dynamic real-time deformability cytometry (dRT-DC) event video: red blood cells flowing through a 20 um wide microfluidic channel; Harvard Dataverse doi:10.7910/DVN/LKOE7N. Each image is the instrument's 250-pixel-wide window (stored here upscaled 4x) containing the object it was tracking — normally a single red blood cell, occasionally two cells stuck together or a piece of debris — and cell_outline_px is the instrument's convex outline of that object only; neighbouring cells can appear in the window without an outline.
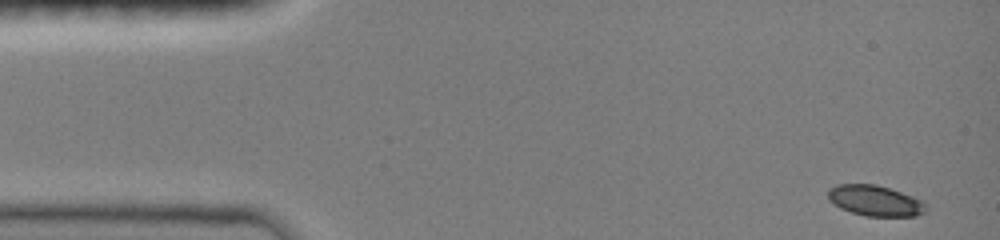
{"species": "common noctule bat (a hibernating species)", "species_latin": "Nyctalus noctula", "temperature_condition": "room temperature", "stored_images_in_passage": 31, "camera_frame_rate_fps": 3000, "um_per_image_px": 0.085, "animal": {"sex": "female", "body_mass_g": 19.0, "forearm_length_mm": 51.5}, "frame": {"image": 1, "passage_image": 1, "time_ms": 0.0, "image_size_px": [1000, 240], "cell_outline_px": [[928, 212], [916, 216], [864, 216], [840, 208], [832, 204], [828, 200], [828, 188], [836, 184], [876, 184], [912, 196], [920, 200], [928, 208]], "centroid_in_image_um": [74.36, 17.06], "position_along_channel_um": 10.6, "area_um2": 17.63}}
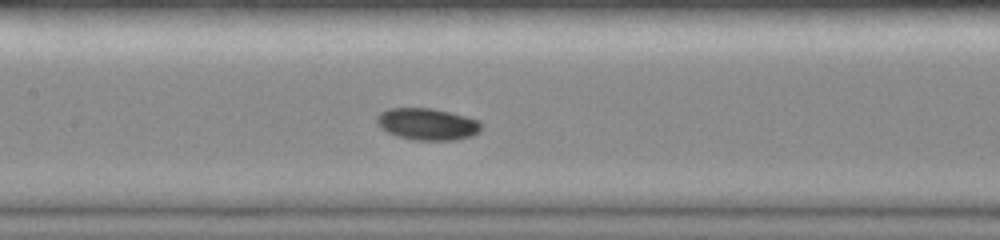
{"frame": {"image": 2, "passage_image": 18, "time_ms": 6.667, "image_size_px": [1000, 240], "cell_outline_px": [[480, 132], [472, 136], [456, 140], [412, 140], [388, 132], [380, 128], [376, 124], [376, 116], [380, 112], [388, 108], [432, 108], [480, 120]], "centroid_in_image_um": [36.3, 10.55], "position_along_channel_um": 171.1, "area_um2": 19.42}}
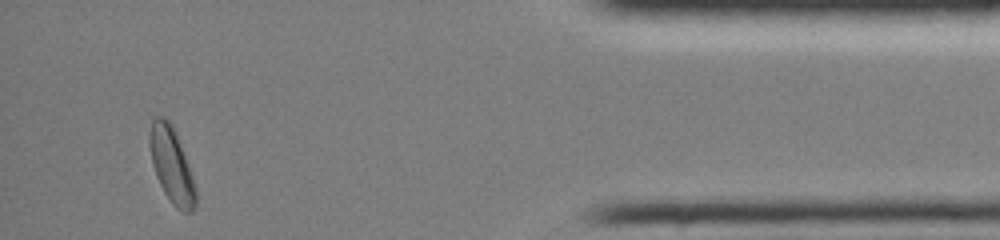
{"frame": {"image": 3, "passage_image": 30, "time_ms": 14.0, "image_size_px": [1000, 240], "cell_outline_px": [[196, 204], [192, 212], [180, 212], [172, 204], [164, 192], [156, 176], [152, 164], [148, 140], [148, 136], [152, 120], [156, 116], [164, 116], [172, 124], [192, 176], [196, 192]], "centroid_in_image_um": [14.56, 14.04], "position_along_channel_um": 420.6, "area_um2": 20.06}, "authors_computed_cell_mechanics": {"area_um2": 18.496, "velocity_mm_per_s": 4.0185, "shape_relaxation_time_tau1_ms": 2.4365, "shape_relaxation_time_tau2_ms": null, "deformation_change_tau1": 0.0933, "deformation_change_tau2": null}}